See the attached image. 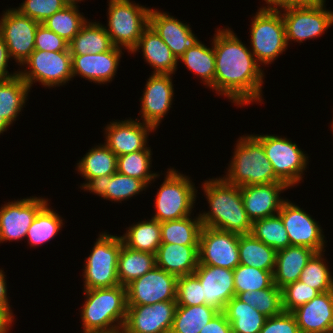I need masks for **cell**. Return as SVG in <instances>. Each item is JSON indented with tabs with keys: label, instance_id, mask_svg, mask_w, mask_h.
Instances as JSON below:
<instances>
[{
	"label": "cell",
	"instance_id": "1",
	"mask_svg": "<svg viewBox=\"0 0 333 333\" xmlns=\"http://www.w3.org/2000/svg\"><path fill=\"white\" fill-rule=\"evenodd\" d=\"M213 36L215 54L214 90L235 106L263 103L264 68L250 47L240 40L232 28H217Z\"/></svg>",
	"mask_w": 333,
	"mask_h": 333
},
{
	"label": "cell",
	"instance_id": "2",
	"mask_svg": "<svg viewBox=\"0 0 333 333\" xmlns=\"http://www.w3.org/2000/svg\"><path fill=\"white\" fill-rule=\"evenodd\" d=\"M208 211H199L202 226L228 231L238 235L252 231V221L244 209L241 188L223 177L205 180L202 185Z\"/></svg>",
	"mask_w": 333,
	"mask_h": 333
},
{
	"label": "cell",
	"instance_id": "3",
	"mask_svg": "<svg viewBox=\"0 0 333 333\" xmlns=\"http://www.w3.org/2000/svg\"><path fill=\"white\" fill-rule=\"evenodd\" d=\"M84 303L80 309L83 333H121L126 319V287L82 290Z\"/></svg>",
	"mask_w": 333,
	"mask_h": 333
},
{
	"label": "cell",
	"instance_id": "4",
	"mask_svg": "<svg viewBox=\"0 0 333 333\" xmlns=\"http://www.w3.org/2000/svg\"><path fill=\"white\" fill-rule=\"evenodd\" d=\"M234 145L233 156L222 176L228 183L241 187L281 182L263 145L252 134L240 136Z\"/></svg>",
	"mask_w": 333,
	"mask_h": 333
},
{
	"label": "cell",
	"instance_id": "5",
	"mask_svg": "<svg viewBox=\"0 0 333 333\" xmlns=\"http://www.w3.org/2000/svg\"><path fill=\"white\" fill-rule=\"evenodd\" d=\"M164 176L154 198L155 213L151 218L161 223L194 214L198 190L193 179L174 167L168 168Z\"/></svg>",
	"mask_w": 333,
	"mask_h": 333
},
{
	"label": "cell",
	"instance_id": "6",
	"mask_svg": "<svg viewBox=\"0 0 333 333\" xmlns=\"http://www.w3.org/2000/svg\"><path fill=\"white\" fill-rule=\"evenodd\" d=\"M107 26L104 28L115 47L131 53L149 26L151 8L132 0H108Z\"/></svg>",
	"mask_w": 333,
	"mask_h": 333
},
{
	"label": "cell",
	"instance_id": "7",
	"mask_svg": "<svg viewBox=\"0 0 333 333\" xmlns=\"http://www.w3.org/2000/svg\"><path fill=\"white\" fill-rule=\"evenodd\" d=\"M102 231L90 251L83 267V290L111 288L120 285L118 256L123 244L120 235Z\"/></svg>",
	"mask_w": 333,
	"mask_h": 333
},
{
	"label": "cell",
	"instance_id": "8",
	"mask_svg": "<svg viewBox=\"0 0 333 333\" xmlns=\"http://www.w3.org/2000/svg\"><path fill=\"white\" fill-rule=\"evenodd\" d=\"M251 21L249 47L257 63L265 67L288 49L285 24L281 11L273 10L258 9Z\"/></svg>",
	"mask_w": 333,
	"mask_h": 333
},
{
	"label": "cell",
	"instance_id": "9",
	"mask_svg": "<svg viewBox=\"0 0 333 333\" xmlns=\"http://www.w3.org/2000/svg\"><path fill=\"white\" fill-rule=\"evenodd\" d=\"M264 148L265 155L272 164L276 177L289 188L303 182L304 173L308 169V154L290 138L275 134H252Z\"/></svg>",
	"mask_w": 333,
	"mask_h": 333
},
{
	"label": "cell",
	"instance_id": "10",
	"mask_svg": "<svg viewBox=\"0 0 333 333\" xmlns=\"http://www.w3.org/2000/svg\"><path fill=\"white\" fill-rule=\"evenodd\" d=\"M18 68L19 75L30 88L36 82L43 88H58L74 80L70 51L34 50Z\"/></svg>",
	"mask_w": 333,
	"mask_h": 333
},
{
	"label": "cell",
	"instance_id": "11",
	"mask_svg": "<svg viewBox=\"0 0 333 333\" xmlns=\"http://www.w3.org/2000/svg\"><path fill=\"white\" fill-rule=\"evenodd\" d=\"M285 24L286 42L289 46L316 39L333 26V11L321 7H289L280 10ZM290 42V43H289Z\"/></svg>",
	"mask_w": 333,
	"mask_h": 333
},
{
	"label": "cell",
	"instance_id": "12",
	"mask_svg": "<svg viewBox=\"0 0 333 333\" xmlns=\"http://www.w3.org/2000/svg\"><path fill=\"white\" fill-rule=\"evenodd\" d=\"M39 22L7 8L0 16V33L7 45L9 55L19 67L35 50V35Z\"/></svg>",
	"mask_w": 333,
	"mask_h": 333
},
{
	"label": "cell",
	"instance_id": "13",
	"mask_svg": "<svg viewBox=\"0 0 333 333\" xmlns=\"http://www.w3.org/2000/svg\"><path fill=\"white\" fill-rule=\"evenodd\" d=\"M296 204L287 198L278 213L288 233L290 245L305 246L316 252L326 251L328 241L319 221Z\"/></svg>",
	"mask_w": 333,
	"mask_h": 333
},
{
	"label": "cell",
	"instance_id": "14",
	"mask_svg": "<svg viewBox=\"0 0 333 333\" xmlns=\"http://www.w3.org/2000/svg\"><path fill=\"white\" fill-rule=\"evenodd\" d=\"M49 200L42 196H30L4 202L0 207V244L25 239L37 213Z\"/></svg>",
	"mask_w": 333,
	"mask_h": 333
},
{
	"label": "cell",
	"instance_id": "15",
	"mask_svg": "<svg viewBox=\"0 0 333 333\" xmlns=\"http://www.w3.org/2000/svg\"><path fill=\"white\" fill-rule=\"evenodd\" d=\"M199 264L234 270L239 264V235L202 226L198 244Z\"/></svg>",
	"mask_w": 333,
	"mask_h": 333
},
{
	"label": "cell",
	"instance_id": "16",
	"mask_svg": "<svg viewBox=\"0 0 333 333\" xmlns=\"http://www.w3.org/2000/svg\"><path fill=\"white\" fill-rule=\"evenodd\" d=\"M178 277L155 266L126 286L127 305L176 301Z\"/></svg>",
	"mask_w": 333,
	"mask_h": 333
},
{
	"label": "cell",
	"instance_id": "17",
	"mask_svg": "<svg viewBox=\"0 0 333 333\" xmlns=\"http://www.w3.org/2000/svg\"><path fill=\"white\" fill-rule=\"evenodd\" d=\"M172 76V74H153L151 72L140 97L141 108L138 120H142L143 123H147L155 129L159 128L160 123L172 108L175 97Z\"/></svg>",
	"mask_w": 333,
	"mask_h": 333
},
{
	"label": "cell",
	"instance_id": "18",
	"mask_svg": "<svg viewBox=\"0 0 333 333\" xmlns=\"http://www.w3.org/2000/svg\"><path fill=\"white\" fill-rule=\"evenodd\" d=\"M176 307V301L127 305L121 333H170Z\"/></svg>",
	"mask_w": 333,
	"mask_h": 333
},
{
	"label": "cell",
	"instance_id": "19",
	"mask_svg": "<svg viewBox=\"0 0 333 333\" xmlns=\"http://www.w3.org/2000/svg\"><path fill=\"white\" fill-rule=\"evenodd\" d=\"M104 130V144L118 157L146 149L149 135L157 131L138 118L110 121Z\"/></svg>",
	"mask_w": 333,
	"mask_h": 333
},
{
	"label": "cell",
	"instance_id": "20",
	"mask_svg": "<svg viewBox=\"0 0 333 333\" xmlns=\"http://www.w3.org/2000/svg\"><path fill=\"white\" fill-rule=\"evenodd\" d=\"M125 50L113 46L104 53L71 55L73 78L78 76L98 85L114 80Z\"/></svg>",
	"mask_w": 333,
	"mask_h": 333
},
{
	"label": "cell",
	"instance_id": "21",
	"mask_svg": "<svg viewBox=\"0 0 333 333\" xmlns=\"http://www.w3.org/2000/svg\"><path fill=\"white\" fill-rule=\"evenodd\" d=\"M240 188L244 209L252 223L278 214L283 202L287 199L280 195L290 189L283 182L241 186Z\"/></svg>",
	"mask_w": 333,
	"mask_h": 333
},
{
	"label": "cell",
	"instance_id": "22",
	"mask_svg": "<svg viewBox=\"0 0 333 333\" xmlns=\"http://www.w3.org/2000/svg\"><path fill=\"white\" fill-rule=\"evenodd\" d=\"M183 22L156 7L151 8L149 13V26L161 37L177 59L200 41L192 32L191 25Z\"/></svg>",
	"mask_w": 333,
	"mask_h": 333
},
{
	"label": "cell",
	"instance_id": "23",
	"mask_svg": "<svg viewBox=\"0 0 333 333\" xmlns=\"http://www.w3.org/2000/svg\"><path fill=\"white\" fill-rule=\"evenodd\" d=\"M193 274L202 285L205 304L224 311L227 303L235 296L233 270L198 264Z\"/></svg>",
	"mask_w": 333,
	"mask_h": 333
},
{
	"label": "cell",
	"instance_id": "24",
	"mask_svg": "<svg viewBox=\"0 0 333 333\" xmlns=\"http://www.w3.org/2000/svg\"><path fill=\"white\" fill-rule=\"evenodd\" d=\"M291 313L301 333H330L333 330V291L320 293Z\"/></svg>",
	"mask_w": 333,
	"mask_h": 333
},
{
	"label": "cell",
	"instance_id": "25",
	"mask_svg": "<svg viewBox=\"0 0 333 333\" xmlns=\"http://www.w3.org/2000/svg\"><path fill=\"white\" fill-rule=\"evenodd\" d=\"M148 186L137 178L115 172L90 179L81 190L98 195L112 203H122L146 191ZM122 201V202H121Z\"/></svg>",
	"mask_w": 333,
	"mask_h": 333
},
{
	"label": "cell",
	"instance_id": "26",
	"mask_svg": "<svg viewBox=\"0 0 333 333\" xmlns=\"http://www.w3.org/2000/svg\"><path fill=\"white\" fill-rule=\"evenodd\" d=\"M140 50L144 62L154 69L153 74L174 75L179 68L176 56L150 26L143 31L137 46L130 54L134 55Z\"/></svg>",
	"mask_w": 333,
	"mask_h": 333
},
{
	"label": "cell",
	"instance_id": "27",
	"mask_svg": "<svg viewBox=\"0 0 333 333\" xmlns=\"http://www.w3.org/2000/svg\"><path fill=\"white\" fill-rule=\"evenodd\" d=\"M155 261L157 267L177 277L191 275L199 264L198 246L161 244Z\"/></svg>",
	"mask_w": 333,
	"mask_h": 333
},
{
	"label": "cell",
	"instance_id": "28",
	"mask_svg": "<svg viewBox=\"0 0 333 333\" xmlns=\"http://www.w3.org/2000/svg\"><path fill=\"white\" fill-rule=\"evenodd\" d=\"M315 253L316 251L308 247L296 245L277 251L274 284L282 289L299 280L304 267Z\"/></svg>",
	"mask_w": 333,
	"mask_h": 333
},
{
	"label": "cell",
	"instance_id": "29",
	"mask_svg": "<svg viewBox=\"0 0 333 333\" xmlns=\"http://www.w3.org/2000/svg\"><path fill=\"white\" fill-rule=\"evenodd\" d=\"M77 162L75 170L85 179L78 186L80 189L90 179L117 172V156L104 143L91 147Z\"/></svg>",
	"mask_w": 333,
	"mask_h": 333
},
{
	"label": "cell",
	"instance_id": "30",
	"mask_svg": "<svg viewBox=\"0 0 333 333\" xmlns=\"http://www.w3.org/2000/svg\"><path fill=\"white\" fill-rule=\"evenodd\" d=\"M92 21L88 19L81 30L68 43L71 55L104 53L113 47L104 25L99 21Z\"/></svg>",
	"mask_w": 333,
	"mask_h": 333
},
{
	"label": "cell",
	"instance_id": "31",
	"mask_svg": "<svg viewBox=\"0 0 333 333\" xmlns=\"http://www.w3.org/2000/svg\"><path fill=\"white\" fill-rule=\"evenodd\" d=\"M30 90L32 88L19 74L10 79L0 80V115L11 126L22 113L29 99Z\"/></svg>",
	"mask_w": 333,
	"mask_h": 333
},
{
	"label": "cell",
	"instance_id": "32",
	"mask_svg": "<svg viewBox=\"0 0 333 333\" xmlns=\"http://www.w3.org/2000/svg\"><path fill=\"white\" fill-rule=\"evenodd\" d=\"M210 45V47L206 46L202 41H199L178 58V63L182 62L189 71L197 75L196 77L199 76L200 82L204 84L206 88L209 87V89L214 92L215 54L213 38H211Z\"/></svg>",
	"mask_w": 333,
	"mask_h": 333
},
{
	"label": "cell",
	"instance_id": "33",
	"mask_svg": "<svg viewBox=\"0 0 333 333\" xmlns=\"http://www.w3.org/2000/svg\"><path fill=\"white\" fill-rule=\"evenodd\" d=\"M120 237L123 244L132 250L156 254L161 245L160 222L152 218L138 221L129 225Z\"/></svg>",
	"mask_w": 333,
	"mask_h": 333
},
{
	"label": "cell",
	"instance_id": "34",
	"mask_svg": "<svg viewBox=\"0 0 333 333\" xmlns=\"http://www.w3.org/2000/svg\"><path fill=\"white\" fill-rule=\"evenodd\" d=\"M277 251L258 240L253 234L239 235V262L241 265L274 272Z\"/></svg>",
	"mask_w": 333,
	"mask_h": 333
},
{
	"label": "cell",
	"instance_id": "35",
	"mask_svg": "<svg viewBox=\"0 0 333 333\" xmlns=\"http://www.w3.org/2000/svg\"><path fill=\"white\" fill-rule=\"evenodd\" d=\"M193 215L161 222V244L198 246L202 223L199 213Z\"/></svg>",
	"mask_w": 333,
	"mask_h": 333
},
{
	"label": "cell",
	"instance_id": "36",
	"mask_svg": "<svg viewBox=\"0 0 333 333\" xmlns=\"http://www.w3.org/2000/svg\"><path fill=\"white\" fill-rule=\"evenodd\" d=\"M47 203L36 215L26 234V241L31 247H39L53 240L65 226L64 219Z\"/></svg>",
	"mask_w": 333,
	"mask_h": 333
},
{
	"label": "cell",
	"instance_id": "37",
	"mask_svg": "<svg viewBox=\"0 0 333 333\" xmlns=\"http://www.w3.org/2000/svg\"><path fill=\"white\" fill-rule=\"evenodd\" d=\"M155 266V254L132 250L122 244L118 256V280L120 285L126 287Z\"/></svg>",
	"mask_w": 333,
	"mask_h": 333
},
{
	"label": "cell",
	"instance_id": "38",
	"mask_svg": "<svg viewBox=\"0 0 333 333\" xmlns=\"http://www.w3.org/2000/svg\"><path fill=\"white\" fill-rule=\"evenodd\" d=\"M232 333H259L268 317L234 296L223 311Z\"/></svg>",
	"mask_w": 333,
	"mask_h": 333
},
{
	"label": "cell",
	"instance_id": "39",
	"mask_svg": "<svg viewBox=\"0 0 333 333\" xmlns=\"http://www.w3.org/2000/svg\"><path fill=\"white\" fill-rule=\"evenodd\" d=\"M220 311L201 304L177 306L170 333H200V330Z\"/></svg>",
	"mask_w": 333,
	"mask_h": 333
},
{
	"label": "cell",
	"instance_id": "40",
	"mask_svg": "<svg viewBox=\"0 0 333 333\" xmlns=\"http://www.w3.org/2000/svg\"><path fill=\"white\" fill-rule=\"evenodd\" d=\"M152 155L151 146L144 150L120 155L117 157V172L142 180L149 187L161 175L159 172L151 171Z\"/></svg>",
	"mask_w": 333,
	"mask_h": 333
},
{
	"label": "cell",
	"instance_id": "41",
	"mask_svg": "<svg viewBox=\"0 0 333 333\" xmlns=\"http://www.w3.org/2000/svg\"><path fill=\"white\" fill-rule=\"evenodd\" d=\"M79 9L77 6H66L43 24L69 43L88 20Z\"/></svg>",
	"mask_w": 333,
	"mask_h": 333
},
{
	"label": "cell",
	"instance_id": "42",
	"mask_svg": "<svg viewBox=\"0 0 333 333\" xmlns=\"http://www.w3.org/2000/svg\"><path fill=\"white\" fill-rule=\"evenodd\" d=\"M324 254L325 251L316 252L304 267L299 278V281L319 293L333 291V273L330 271L328 259Z\"/></svg>",
	"mask_w": 333,
	"mask_h": 333
},
{
	"label": "cell",
	"instance_id": "43",
	"mask_svg": "<svg viewBox=\"0 0 333 333\" xmlns=\"http://www.w3.org/2000/svg\"><path fill=\"white\" fill-rule=\"evenodd\" d=\"M251 234L276 251L290 246L288 233L279 214L254 221Z\"/></svg>",
	"mask_w": 333,
	"mask_h": 333
},
{
	"label": "cell",
	"instance_id": "44",
	"mask_svg": "<svg viewBox=\"0 0 333 333\" xmlns=\"http://www.w3.org/2000/svg\"><path fill=\"white\" fill-rule=\"evenodd\" d=\"M236 297L266 317L277 316L283 312L282 289L275 284L264 290L239 293Z\"/></svg>",
	"mask_w": 333,
	"mask_h": 333
},
{
	"label": "cell",
	"instance_id": "45",
	"mask_svg": "<svg viewBox=\"0 0 333 333\" xmlns=\"http://www.w3.org/2000/svg\"><path fill=\"white\" fill-rule=\"evenodd\" d=\"M274 272L239 264L234 270L235 296L239 293L264 290L274 284Z\"/></svg>",
	"mask_w": 333,
	"mask_h": 333
},
{
	"label": "cell",
	"instance_id": "46",
	"mask_svg": "<svg viewBox=\"0 0 333 333\" xmlns=\"http://www.w3.org/2000/svg\"><path fill=\"white\" fill-rule=\"evenodd\" d=\"M176 303L177 306H198L205 304L202 285L194 274L178 277Z\"/></svg>",
	"mask_w": 333,
	"mask_h": 333
},
{
	"label": "cell",
	"instance_id": "47",
	"mask_svg": "<svg viewBox=\"0 0 333 333\" xmlns=\"http://www.w3.org/2000/svg\"><path fill=\"white\" fill-rule=\"evenodd\" d=\"M320 293L297 280L282 288V307L284 312H292L301 305L313 300Z\"/></svg>",
	"mask_w": 333,
	"mask_h": 333
},
{
	"label": "cell",
	"instance_id": "48",
	"mask_svg": "<svg viewBox=\"0 0 333 333\" xmlns=\"http://www.w3.org/2000/svg\"><path fill=\"white\" fill-rule=\"evenodd\" d=\"M66 6L63 0H24L15 9L43 24L49 17Z\"/></svg>",
	"mask_w": 333,
	"mask_h": 333
},
{
	"label": "cell",
	"instance_id": "49",
	"mask_svg": "<svg viewBox=\"0 0 333 333\" xmlns=\"http://www.w3.org/2000/svg\"><path fill=\"white\" fill-rule=\"evenodd\" d=\"M35 50L47 52L69 51L68 42L48 29L44 24H39L35 35Z\"/></svg>",
	"mask_w": 333,
	"mask_h": 333
},
{
	"label": "cell",
	"instance_id": "50",
	"mask_svg": "<svg viewBox=\"0 0 333 333\" xmlns=\"http://www.w3.org/2000/svg\"><path fill=\"white\" fill-rule=\"evenodd\" d=\"M259 333H301L296 319L291 312H282L268 317Z\"/></svg>",
	"mask_w": 333,
	"mask_h": 333
},
{
	"label": "cell",
	"instance_id": "51",
	"mask_svg": "<svg viewBox=\"0 0 333 333\" xmlns=\"http://www.w3.org/2000/svg\"><path fill=\"white\" fill-rule=\"evenodd\" d=\"M200 333H232L231 324L223 311L218 312Z\"/></svg>",
	"mask_w": 333,
	"mask_h": 333
},
{
	"label": "cell",
	"instance_id": "52",
	"mask_svg": "<svg viewBox=\"0 0 333 333\" xmlns=\"http://www.w3.org/2000/svg\"><path fill=\"white\" fill-rule=\"evenodd\" d=\"M11 57L9 55V51L7 45L4 41L3 36L0 33V80H6L13 78L19 74V70H15L14 72L8 71V64L10 63ZM9 62V63H8Z\"/></svg>",
	"mask_w": 333,
	"mask_h": 333
},
{
	"label": "cell",
	"instance_id": "53",
	"mask_svg": "<svg viewBox=\"0 0 333 333\" xmlns=\"http://www.w3.org/2000/svg\"><path fill=\"white\" fill-rule=\"evenodd\" d=\"M3 268L0 269V306L6 308L14 317H16L13 313L12 305H10V301L8 300L10 297L8 296V288H7V279L5 278V272Z\"/></svg>",
	"mask_w": 333,
	"mask_h": 333
},
{
	"label": "cell",
	"instance_id": "54",
	"mask_svg": "<svg viewBox=\"0 0 333 333\" xmlns=\"http://www.w3.org/2000/svg\"><path fill=\"white\" fill-rule=\"evenodd\" d=\"M14 322L15 317L6 308L0 306V333H9Z\"/></svg>",
	"mask_w": 333,
	"mask_h": 333
},
{
	"label": "cell",
	"instance_id": "55",
	"mask_svg": "<svg viewBox=\"0 0 333 333\" xmlns=\"http://www.w3.org/2000/svg\"><path fill=\"white\" fill-rule=\"evenodd\" d=\"M265 1V6L261 5L258 7L260 10H273V11H280L285 8L292 7V0H262Z\"/></svg>",
	"mask_w": 333,
	"mask_h": 333
},
{
	"label": "cell",
	"instance_id": "56",
	"mask_svg": "<svg viewBox=\"0 0 333 333\" xmlns=\"http://www.w3.org/2000/svg\"><path fill=\"white\" fill-rule=\"evenodd\" d=\"M326 0H292V7H321Z\"/></svg>",
	"mask_w": 333,
	"mask_h": 333
},
{
	"label": "cell",
	"instance_id": "57",
	"mask_svg": "<svg viewBox=\"0 0 333 333\" xmlns=\"http://www.w3.org/2000/svg\"><path fill=\"white\" fill-rule=\"evenodd\" d=\"M11 125L0 115V135L4 134Z\"/></svg>",
	"mask_w": 333,
	"mask_h": 333
},
{
	"label": "cell",
	"instance_id": "58",
	"mask_svg": "<svg viewBox=\"0 0 333 333\" xmlns=\"http://www.w3.org/2000/svg\"><path fill=\"white\" fill-rule=\"evenodd\" d=\"M63 1L67 6L80 7L78 4L81 3V1H84V0H63Z\"/></svg>",
	"mask_w": 333,
	"mask_h": 333
},
{
	"label": "cell",
	"instance_id": "59",
	"mask_svg": "<svg viewBox=\"0 0 333 333\" xmlns=\"http://www.w3.org/2000/svg\"><path fill=\"white\" fill-rule=\"evenodd\" d=\"M330 130L332 131V135H333V118H332V122H331V126H330Z\"/></svg>",
	"mask_w": 333,
	"mask_h": 333
}]
</instances>
